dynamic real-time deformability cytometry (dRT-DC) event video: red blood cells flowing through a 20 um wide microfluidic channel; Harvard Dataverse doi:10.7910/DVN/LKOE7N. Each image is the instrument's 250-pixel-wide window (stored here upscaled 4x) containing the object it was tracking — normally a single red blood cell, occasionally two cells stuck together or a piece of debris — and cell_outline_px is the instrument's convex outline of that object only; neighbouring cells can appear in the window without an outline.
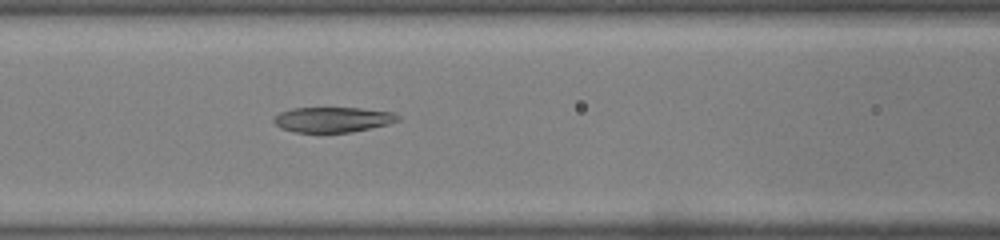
{"species": "common noctule bat (a hibernating species)", "species_latin": "Nyctalus noctula", "temperature_condition": "warm", "stored_images_in_passage": 43, "camera_frame_rate_fps": 3000, "um_per_image_px": 0.085, "animal": {"sex": "male", "body_mass_g": 19.0, "forearm_length_mm": 50.8}, "frame": {"image": 1, "passage_image": 19, "time_ms": 6.0, "image_size_px": [1000, 240], "cell_outline_px": [[400, 120], [388, 124], [348, 132], [296, 132], [280, 128], [272, 120], [280, 112], [292, 108], [360, 108], [392, 112], [400, 116]], "centroid_in_image_um": [28.28, 10.16], "position_along_channel_um": 138.3, "area_um2": 18.03}}
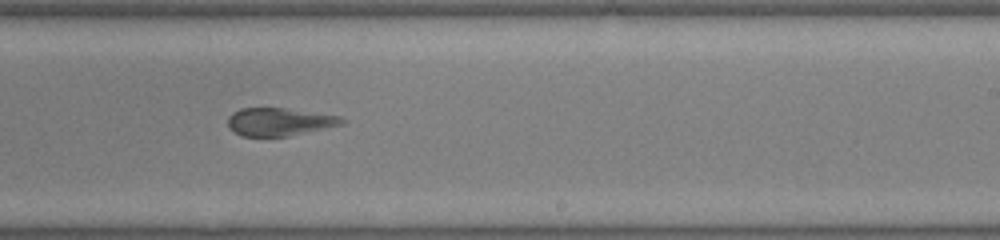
{"frame": {"image": 2, "passage_image": 27, "time_ms": 8.667, "image_size_px": [1000, 240], "cell_outline_px": [[348, 120], [344, 124], [288, 136], [240, 136], [228, 128], [228, 116], [232, 112], [240, 108], [288, 108], [340, 116]], "centroid_in_image_um": [23.74, 10.35], "position_along_channel_um": 265.3, "area_um2": 18.73}}
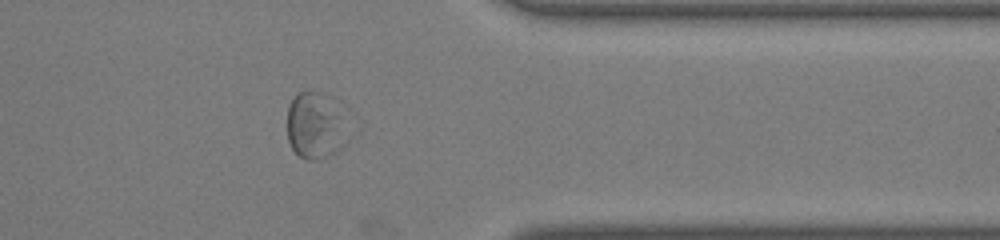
{"frame": {"image": 3, "passage_image": 35, "time_ms": 11.333, "image_size_px": [1000, 240], "cell_outline_px": [[352, 136], [336, 152], [312, 160], [308, 160], [300, 156], [292, 148], [288, 140], [288, 104], [300, 92], [316, 92]], "centroid_in_image_um": [26.71, 10.82], "position_along_channel_um": 384.7, "area_um2": 21.62}}